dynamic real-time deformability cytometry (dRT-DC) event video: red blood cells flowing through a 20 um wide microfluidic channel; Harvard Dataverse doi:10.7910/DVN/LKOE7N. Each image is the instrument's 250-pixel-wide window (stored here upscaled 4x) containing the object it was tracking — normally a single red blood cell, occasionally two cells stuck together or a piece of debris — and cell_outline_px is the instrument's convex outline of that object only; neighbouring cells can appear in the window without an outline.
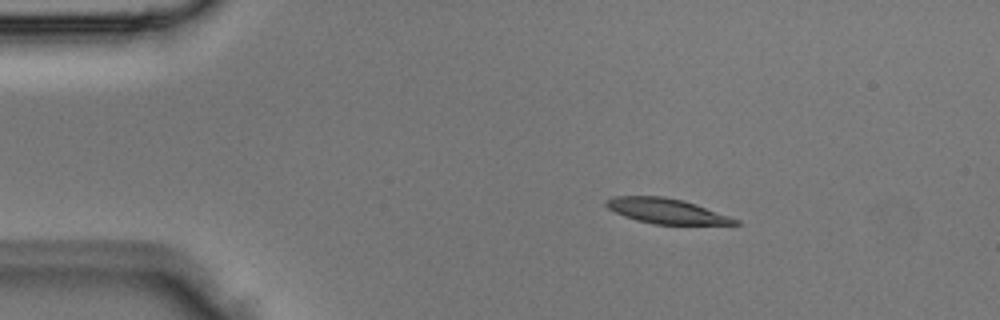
{"species": "Egyptian fruit bat (a non-hibernating species)", "species_latin": "Rousettus aegyptiacus", "temperature_condition": "room temperature", "stored_images_in_passage": 3, "camera_frame_rate_fps": 3000, "um_per_image_px": 0.085, "animal": {"sex": "male"}, "frame": {"image": 1, "passage_image": 2, "time_ms": 0.333, "image_size_px": [1000, 320], "cell_outline_px": [[740, 224], [652, 224], [636, 220], [624, 216], [608, 208], [604, 204], [604, 200], [612, 196], [664, 196], [684, 200], [696, 204], [740, 220]], "centroid_in_image_um": [56.61, 17.92], "position_along_channel_um": 28.4, "area_um2": 18.84}}